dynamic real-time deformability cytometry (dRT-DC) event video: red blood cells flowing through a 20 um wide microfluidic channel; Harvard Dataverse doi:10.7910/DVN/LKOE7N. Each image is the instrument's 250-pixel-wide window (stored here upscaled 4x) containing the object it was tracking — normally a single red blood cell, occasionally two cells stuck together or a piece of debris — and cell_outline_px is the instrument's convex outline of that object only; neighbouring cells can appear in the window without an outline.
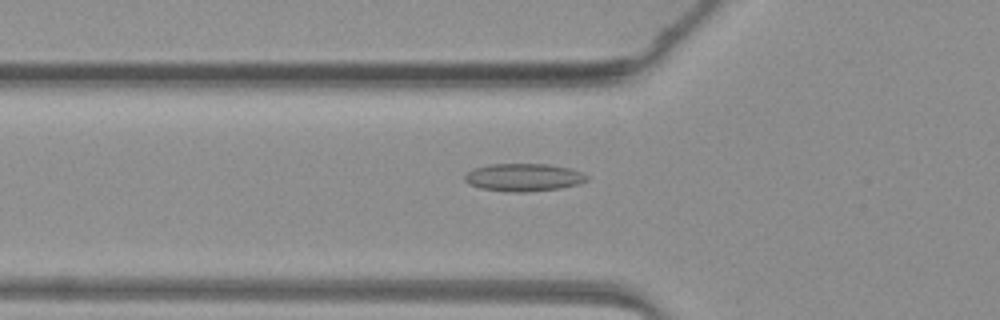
{"species": "common noctule bat (a hibernating species)", "species_latin": "Nyctalus noctula", "temperature_condition": "warm", "stored_images_in_passage": 34, "camera_frame_rate_fps": 3000, "um_per_image_px": 0.085, "animal": {"sex": "female", "body_mass_g": 19.3, "forearm_length_mm": 54.1}, "frame": {"image": 1, "passage_image": 3, "time_ms": 0.667, "image_size_px": [1000, 320], "cell_outline_px": [[592, 176], [588, 180], [580, 184], [560, 188], [524, 192], [512, 192], [480, 188], [468, 184], [464, 180], [464, 176], [472, 168], [488, 164], [548, 164], [572, 168]], "centroid_in_image_um": [44.55, 15.07], "position_along_channel_um": 81.3, "area_um2": 20.06}}
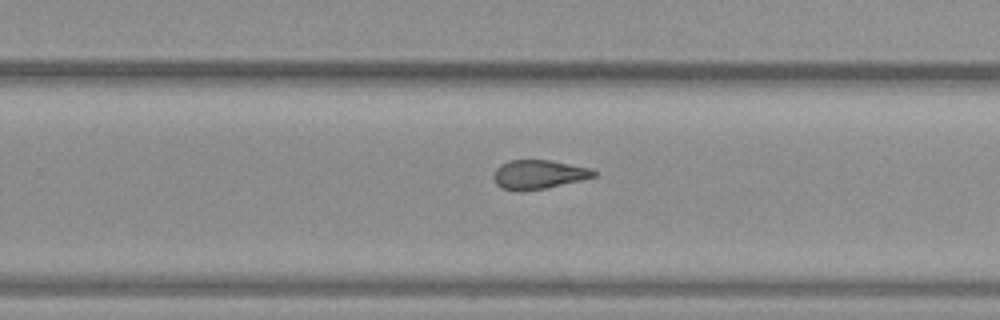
{"frame": {"image": 2, "passage_image": 17, "time_ms": 5.333, "image_size_px": [1000, 320], "cell_outline_px": [[596, 176], [580, 180], [544, 188], [500, 188], [496, 184], [492, 176], [496, 168], [500, 164], [508, 160], [552, 160], [592, 168], [596, 172]], "centroid_in_image_um": [45.79, 14.77], "position_along_channel_um": 284.0, "area_um2": 16.47}}
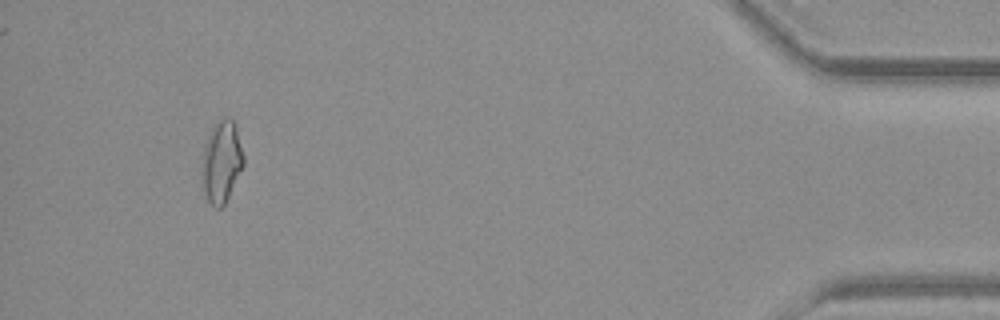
{"frame": {"image": 3, "passage_image": 31, "time_ms": 10.0, "image_size_px": [1000, 320], "cell_outline_px": [[244, 164], [224, 204], [220, 208], [216, 208], [208, 200], [200, 188], [200, 172], [204, 144], [212, 128], [224, 116], [228, 116], [236, 124], [244, 156]], "centroid_in_image_um": [18.79, 13.75], "position_along_channel_um": 416.4, "area_um2": 20.17}}